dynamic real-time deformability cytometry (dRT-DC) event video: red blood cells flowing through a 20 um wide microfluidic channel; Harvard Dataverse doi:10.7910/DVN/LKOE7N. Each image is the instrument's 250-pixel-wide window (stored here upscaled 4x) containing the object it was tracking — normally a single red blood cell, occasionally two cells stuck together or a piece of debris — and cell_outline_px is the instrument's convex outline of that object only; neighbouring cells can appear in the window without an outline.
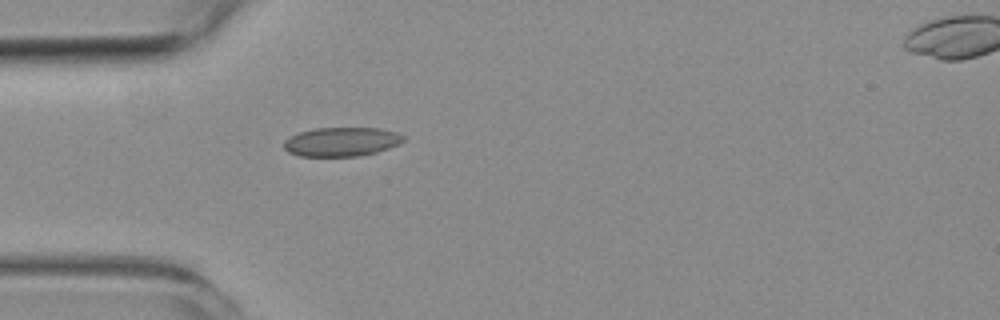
{"species": "common noctule bat (a hibernating species)", "species_latin": "Nyctalus noctula", "temperature_condition": "room temperature", "stored_images_in_passage": 2, "camera_frame_rate_fps": 3000, "um_per_image_px": 0.085, "animal": {"sex": "female", "body_mass_g": 19.3, "forearm_length_mm": 54.1}, "frame": {"image": 1, "passage_image": 1, "time_ms": 0.0, "image_size_px": [1000, 320], "cell_outline_px": [[404, 140], [400, 144], [376, 152], [356, 156], [300, 156], [288, 152], [284, 148], [284, 140], [288, 136], [300, 132], [316, 128], [380, 128], [396, 132], [404, 136]], "centroid_in_image_um": [29.01, 12.04], "position_along_channel_um": 56.0, "area_um2": 20.23}}